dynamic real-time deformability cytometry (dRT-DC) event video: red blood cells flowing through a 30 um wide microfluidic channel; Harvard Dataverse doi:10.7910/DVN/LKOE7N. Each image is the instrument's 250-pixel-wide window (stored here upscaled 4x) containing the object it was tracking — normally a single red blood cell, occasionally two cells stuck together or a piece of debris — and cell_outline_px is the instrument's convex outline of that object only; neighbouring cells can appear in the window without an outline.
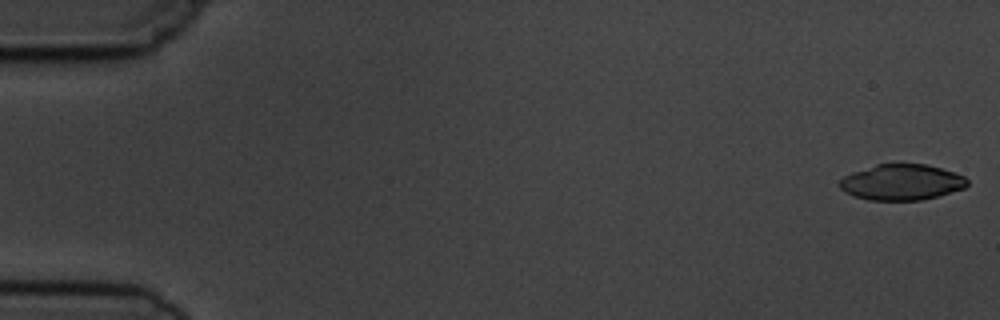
{"species": "common noctule bat (a hibernating species)", "species_latin": "Nyctalus noctula", "temperature_condition": "cold", "stored_images_in_passage": 6, "camera_frame_rate_fps": 3000, "um_per_image_px": 0.085, "animal": {"sex": "male", "body_mass_g": 19.5, "forearm_length_mm": 54.6}, "frame": {"image": 1, "passage_image": 1, "time_ms": 0.0, "image_size_px": [1000, 320], "cell_outline_px": [[968, 184], [964, 188], [936, 196], [920, 200], [868, 200], [852, 196], [844, 192], [840, 188], [840, 180], [844, 176], [852, 172], [876, 164], [928, 164], [964, 176], [968, 180]], "centroid_in_image_um": [76.61, 15.49], "position_along_channel_um": 8.4, "area_um2": 26.53}}